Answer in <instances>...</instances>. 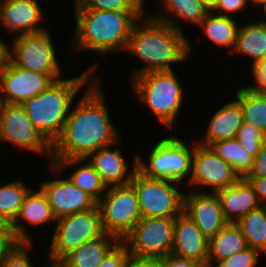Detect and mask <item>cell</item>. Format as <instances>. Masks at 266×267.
<instances>
[{
  "label": "cell",
  "mask_w": 266,
  "mask_h": 267,
  "mask_svg": "<svg viewBox=\"0 0 266 267\" xmlns=\"http://www.w3.org/2000/svg\"><path fill=\"white\" fill-rule=\"evenodd\" d=\"M100 78L75 99L61 135L52 144L51 160L86 158L122 138L119 126L110 117Z\"/></svg>",
  "instance_id": "6da1fadb"
},
{
  "label": "cell",
  "mask_w": 266,
  "mask_h": 267,
  "mask_svg": "<svg viewBox=\"0 0 266 267\" xmlns=\"http://www.w3.org/2000/svg\"><path fill=\"white\" fill-rule=\"evenodd\" d=\"M186 35L187 32L185 34L145 12L133 24L125 51L143 64L132 69L128 80L152 71H171L181 63H188L194 48Z\"/></svg>",
  "instance_id": "7a4b0ae2"
},
{
  "label": "cell",
  "mask_w": 266,
  "mask_h": 267,
  "mask_svg": "<svg viewBox=\"0 0 266 267\" xmlns=\"http://www.w3.org/2000/svg\"><path fill=\"white\" fill-rule=\"evenodd\" d=\"M73 12L75 28L70 37L72 53L94 52L101 56L124 54L133 24L145 13L96 9Z\"/></svg>",
  "instance_id": "3957f363"
},
{
  "label": "cell",
  "mask_w": 266,
  "mask_h": 267,
  "mask_svg": "<svg viewBox=\"0 0 266 267\" xmlns=\"http://www.w3.org/2000/svg\"><path fill=\"white\" fill-rule=\"evenodd\" d=\"M98 64L97 61L92 63L78 76L53 82L46 90L21 104L33 125L51 144L61 135L78 93L101 77V72L96 75Z\"/></svg>",
  "instance_id": "277c9868"
},
{
  "label": "cell",
  "mask_w": 266,
  "mask_h": 267,
  "mask_svg": "<svg viewBox=\"0 0 266 267\" xmlns=\"http://www.w3.org/2000/svg\"><path fill=\"white\" fill-rule=\"evenodd\" d=\"M180 80L175 70H171L144 73L128 81L138 103L149 109L166 132L178 128L174 126H177L178 115L186 104L184 97L187 95Z\"/></svg>",
  "instance_id": "5b68a950"
},
{
  "label": "cell",
  "mask_w": 266,
  "mask_h": 267,
  "mask_svg": "<svg viewBox=\"0 0 266 267\" xmlns=\"http://www.w3.org/2000/svg\"><path fill=\"white\" fill-rule=\"evenodd\" d=\"M169 133L152 143L150 152H146L147 158L143 157V152H137V170L145 177L173 180L184 185L191 177L193 140L186 141L174 135L175 132Z\"/></svg>",
  "instance_id": "8992f818"
},
{
  "label": "cell",
  "mask_w": 266,
  "mask_h": 267,
  "mask_svg": "<svg viewBox=\"0 0 266 267\" xmlns=\"http://www.w3.org/2000/svg\"><path fill=\"white\" fill-rule=\"evenodd\" d=\"M51 238H48V258L62 261L68 254L85 242L101 237L104 232L101 226V213L98 205L95 208L76 212L56 220Z\"/></svg>",
  "instance_id": "52a82bcc"
},
{
  "label": "cell",
  "mask_w": 266,
  "mask_h": 267,
  "mask_svg": "<svg viewBox=\"0 0 266 267\" xmlns=\"http://www.w3.org/2000/svg\"><path fill=\"white\" fill-rule=\"evenodd\" d=\"M51 33L47 28L12 38L10 61L19 68L50 75L55 81L64 78Z\"/></svg>",
  "instance_id": "ba28073f"
},
{
  "label": "cell",
  "mask_w": 266,
  "mask_h": 267,
  "mask_svg": "<svg viewBox=\"0 0 266 267\" xmlns=\"http://www.w3.org/2000/svg\"><path fill=\"white\" fill-rule=\"evenodd\" d=\"M130 183L137 192L141 217L176 218L183 212L185 185L173 180L145 177L138 170Z\"/></svg>",
  "instance_id": "9c48e42d"
},
{
  "label": "cell",
  "mask_w": 266,
  "mask_h": 267,
  "mask_svg": "<svg viewBox=\"0 0 266 267\" xmlns=\"http://www.w3.org/2000/svg\"><path fill=\"white\" fill-rule=\"evenodd\" d=\"M97 205L101 213L103 232L120 241H123L142 218L137 192L131 183L108 186Z\"/></svg>",
  "instance_id": "30bf717a"
},
{
  "label": "cell",
  "mask_w": 266,
  "mask_h": 267,
  "mask_svg": "<svg viewBox=\"0 0 266 267\" xmlns=\"http://www.w3.org/2000/svg\"><path fill=\"white\" fill-rule=\"evenodd\" d=\"M0 141L12 144L15 149L28 150L51 164L52 144L38 131L21 104L0 103Z\"/></svg>",
  "instance_id": "8fae6325"
},
{
  "label": "cell",
  "mask_w": 266,
  "mask_h": 267,
  "mask_svg": "<svg viewBox=\"0 0 266 267\" xmlns=\"http://www.w3.org/2000/svg\"><path fill=\"white\" fill-rule=\"evenodd\" d=\"M175 218L142 217L123 239L130 254L163 258L171 254Z\"/></svg>",
  "instance_id": "7c38bea8"
},
{
  "label": "cell",
  "mask_w": 266,
  "mask_h": 267,
  "mask_svg": "<svg viewBox=\"0 0 266 267\" xmlns=\"http://www.w3.org/2000/svg\"><path fill=\"white\" fill-rule=\"evenodd\" d=\"M239 178L232 166L218 157L210 146L193 141L191 177L185 189L217 193Z\"/></svg>",
  "instance_id": "4fadbf2b"
},
{
  "label": "cell",
  "mask_w": 266,
  "mask_h": 267,
  "mask_svg": "<svg viewBox=\"0 0 266 267\" xmlns=\"http://www.w3.org/2000/svg\"><path fill=\"white\" fill-rule=\"evenodd\" d=\"M47 168L50 175L54 174L55 177L38 183L56 220L97 206L98 202L91 195L74 185L67 177H63L55 165L48 164Z\"/></svg>",
  "instance_id": "5bb4252c"
},
{
  "label": "cell",
  "mask_w": 266,
  "mask_h": 267,
  "mask_svg": "<svg viewBox=\"0 0 266 267\" xmlns=\"http://www.w3.org/2000/svg\"><path fill=\"white\" fill-rule=\"evenodd\" d=\"M53 82L55 80L50 75L19 68L10 61L0 73V103L23 104Z\"/></svg>",
  "instance_id": "9a60e30c"
},
{
  "label": "cell",
  "mask_w": 266,
  "mask_h": 267,
  "mask_svg": "<svg viewBox=\"0 0 266 267\" xmlns=\"http://www.w3.org/2000/svg\"><path fill=\"white\" fill-rule=\"evenodd\" d=\"M40 5V0H2L0 30L5 29L7 34L11 32L12 38L46 30L48 27L44 23L47 13Z\"/></svg>",
  "instance_id": "2e32d148"
},
{
  "label": "cell",
  "mask_w": 266,
  "mask_h": 267,
  "mask_svg": "<svg viewBox=\"0 0 266 267\" xmlns=\"http://www.w3.org/2000/svg\"><path fill=\"white\" fill-rule=\"evenodd\" d=\"M183 213L209 240L229 223L223 215L217 193L185 189Z\"/></svg>",
  "instance_id": "e0dca14e"
},
{
  "label": "cell",
  "mask_w": 266,
  "mask_h": 267,
  "mask_svg": "<svg viewBox=\"0 0 266 267\" xmlns=\"http://www.w3.org/2000/svg\"><path fill=\"white\" fill-rule=\"evenodd\" d=\"M120 138L115 143L102 147L91 152L86 159L101 176L106 186L124 185L130 183L134 173L137 171V151L133 155V160L128 163L122 153Z\"/></svg>",
  "instance_id": "ac0fdd59"
},
{
  "label": "cell",
  "mask_w": 266,
  "mask_h": 267,
  "mask_svg": "<svg viewBox=\"0 0 266 267\" xmlns=\"http://www.w3.org/2000/svg\"><path fill=\"white\" fill-rule=\"evenodd\" d=\"M51 223H56V219L47 197L38 186L37 189L31 188L26 194L18 216L11 224V231L18 242L33 243L35 241L29 228L42 227L44 224L49 226Z\"/></svg>",
  "instance_id": "d6986e66"
},
{
  "label": "cell",
  "mask_w": 266,
  "mask_h": 267,
  "mask_svg": "<svg viewBox=\"0 0 266 267\" xmlns=\"http://www.w3.org/2000/svg\"><path fill=\"white\" fill-rule=\"evenodd\" d=\"M171 254L194 260L203 267H208L209 239L183 212L175 218Z\"/></svg>",
  "instance_id": "ffe728a7"
},
{
  "label": "cell",
  "mask_w": 266,
  "mask_h": 267,
  "mask_svg": "<svg viewBox=\"0 0 266 267\" xmlns=\"http://www.w3.org/2000/svg\"><path fill=\"white\" fill-rule=\"evenodd\" d=\"M233 99L215 110L207 123L205 133H201V138H196L195 135L192 139L201 145L209 146L213 142L236 138L244 120L241 104Z\"/></svg>",
  "instance_id": "44dd1931"
},
{
  "label": "cell",
  "mask_w": 266,
  "mask_h": 267,
  "mask_svg": "<svg viewBox=\"0 0 266 267\" xmlns=\"http://www.w3.org/2000/svg\"><path fill=\"white\" fill-rule=\"evenodd\" d=\"M223 215L229 223H235L242 216L261 206L253 186L245 178H239L230 187L217 192Z\"/></svg>",
  "instance_id": "7402d4cb"
},
{
  "label": "cell",
  "mask_w": 266,
  "mask_h": 267,
  "mask_svg": "<svg viewBox=\"0 0 266 267\" xmlns=\"http://www.w3.org/2000/svg\"><path fill=\"white\" fill-rule=\"evenodd\" d=\"M159 12L150 14L155 19L167 23L175 29L184 31V23L195 28L209 12L201 0H158ZM181 22V23H180ZM183 22V23H182Z\"/></svg>",
  "instance_id": "603a6c76"
},
{
  "label": "cell",
  "mask_w": 266,
  "mask_h": 267,
  "mask_svg": "<svg viewBox=\"0 0 266 267\" xmlns=\"http://www.w3.org/2000/svg\"><path fill=\"white\" fill-rule=\"evenodd\" d=\"M240 18L241 24L237 32L236 45L231 55H242L251 59L252 69L266 57V23L261 19L248 20Z\"/></svg>",
  "instance_id": "cb8c5ba5"
},
{
  "label": "cell",
  "mask_w": 266,
  "mask_h": 267,
  "mask_svg": "<svg viewBox=\"0 0 266 267\" xmlns=\"http://www.w3.org/2000/svg\"><path fill=\"white\" fill-rule=\"evenodd\" d=\"M51 164L55 165L63 174H65L66 169H72L75 166L76 169L73 168L74 170L68 174L67 178L81 190L91 195L97 202L105 194L106 184L86 158L51 160Z\"/></svg>",
  "instance_id": "d4e9b609"
},
{
  "label": "cell",
  "mask_w": 266,
  "mask_h": 267,
  "mask_svg": "<svg viewBox=\"0 0 266 267\" xmlns=\"http://www.w3.org/2000/svg\"><path fill=\"white\" fill-rule=\"evenodd\" d=\"M234 17L224 16L209 11L205 18L199 23L197 29L202 30V34L209 42L220 49L225 48L231 54L236 45L237 32L241 22ZM239 24V25H238Z\"/></svg>",
  "instance_id": "484cf974"
},
{
  "label": "cell",
  "mask_w": 266,
  "mask_h": 267,
  "mask_svg": "<svg viewBox=\"0 0 266 267\" xmlns=\"http://www.w3.org/2000/svg\"><path fill=\"white\" fill-rule=\"evenodd\" d=\"M119 242L120 240L115 236L104 233L101 237L80 245L62 262L66 267H98Z\"/></svg>",
  "instance_id": "4316f807"
},
{
  "label": "cell",
  "mask_w": 266,
  "mask_h": 267,
  "mask_svg": "<svg viewBox=\"0 0 266 267\" xmlns=\"http://www.w3.org/2000/svg\"><path fill=\"white\" fill-rule=\"evenodd\" d=\"M248 248L246 238L236 223H228L209 240L208 267Z\"/></svg>",
  "instance_id": "83f0119b"
},
{
  "label": "cell",
  "mask_w": 266,
  "mask_h": 267,
  "mask_svg": "<svg viewBox=\"0 0 266 267\" xmlns=\"http://www.w3.org/2000/svg\"><path fill=\"white\" fill-rule=\"evenodd\" d=\"M233 96L242 107L244 122L250 123L266 135V93L254 91L248 85L239 86Z\"/></svg>",
  "instance_id": "f1b7e54d"
},
{
  "label": "cell",
  "mask_w": 266,
  "mask_h": 267,
  "mask_svg": "<svg viewBox=\"0 0 266 267\" xmlns=\"http://www.w3.org/2000/svg\"><path fill=\"white\" fill-rule=\"evenodd\" d=\"M209 146L240 178H245L251 171L255 157L236 138L213 142Z\"/></svg>",
  "instance_id": "f546056e"
},
{
  "label": "cell",
  "mask_w": 266,
  "mask_h": 267,
  "mask_svg": "<svg viewBox=\"0 0 266 267\" xmlns=\"http://www.w3.org/2000/svg\"><path fill=\"white\" fill-rule=\"evenodd\" d=\"M235 223L244 234L248 247L258 249L266 256V206L250 211Z\"/></svg>",
  "instance_id": "4dcf8cb0"
},
{
  "label": "cell",
  "mask_w": 266,
  "mask_h": 267,
  "mask_svg": "<svg viewBox=\"0 0 266 267\" xmlns=\"http://www.w3.org/2000/svg\"><path fill=\"white\" fill-rule=\"evenodd\" d=\"M20 179L0 184V216L10 224L17 218L24 198L31 189V185H26Z\"/></svg>",
  "instance_id": "1f68e13d"
},
{
  "label": "cell",
  "mask_w": 266,
  "mask_h": 267,
  "mask_svg": "<svg viewBox=\"0 0 266 267\" xmlns=\"http://www.w3.org/2000/svg\"><path fill=\"white\" fill-rule=\"evenodd\" d=\"M74 10H109L119 12H147L145 0H73Z\"/></svg>",
  "instance_id": "d6a6232c"
},
{
  "label": "cell",
  "mask_w": 266,
  "mask_h": 267,
  "mask_svg": "<svg viewBox=\"0 0 266 267\" xmlns=\"http://www.w3.org/2000/svg\"><path fill=\"white\" fill-rule=\"evenodd\" d=\"M236 139L241 143L242 147L256 157L266 140V135L252 124L243 121Z\"/></svg>",
  "instance_id": "836d02e7"
},
{
  "label": "cell",
  "mask_w": 266,
  "mask_h": 267,
  "mask_svg": "<svg viewBox=\"0 0 266 267\" xmlns=\"http://www.w3.org/2000/svg\"><path fill=\"white\" fill-rule=\"evenodd\" d=\"M35 243L18 242L5 256L0 267H36L35 260L32 261L31 249ZM34 262V264H33Z\"/></svg>",
  "instance_id": "e575fe53"
},
{
  "label": "cell",
  "mask_w": 266,
  "mask_h": 267,
  "mask_svg": "<svg viewBox=\"0 0 266 267\" xmlns=\"http://www.w3.org/2000/svg\"><path fill=\"white\" fill-rule=\"evenodd\" d=\"M261 254L258 249L248 247L244 251L221 260L215 267H259Z\"/></svg>",
  "instance_id": "d590c367"
},
{
  "label": "cell",
  "mask_w": 266,
  "mask_h": 267,
  "mask_svg": "<svg viewBox=\"0 0 266 267\" xmlns=\"http://www.w3.org/2000/svg\"><path fill=\"white\" fill-rule=\"evenodd\" d=\"M130 253L127 246L120 241L103 259L98 267H125Z\"/></svg>",
  "instance_id": "8d00e7d4"
},
{
  "label": "cell",
  "mask_w": 266,
  "mask_h": 267,
  "mask_svg": "<svg viewBox=\"0 0 266 267\" xmlns=\"http://www.w3.org/2000/svg\"><path fill=\"white\" fill-rule=\"evenodd\" d=\"M248 7L250 6L247 0H219L217 6L212 10V12L235 18L238 13L241 15L240 12L244 14V11Z\"/></svg>",
  "instance_id": "74e56055"
},
{
  "label": "cell",
  "mask_w": 266,
  "mask_h": 267,
  "mask_svg": "<svg viewBox=\"0 0 266 267\" xmlns=\"http://www.w3.org/2000/svg\"><path fill=\"white\" fill-rule=\"evenodd\" d=\"M250 73L253 77V84H248L250 88L259 93H266V57L256 64Z\"/></svg>",
  "instance_id": "f35d334b"
},
{
  "label": "cell",
  "mask_w": 266,
  "mask_h": 267,
  "mask_svg": "<svg viewBox=\"0 0 266 267\" xmlns=\"http://www.w3.org/2000/svg\"><path fill=\"white\" fill-rule=\"evenodd\" d=\"M246 177H266V140L256 155L252 169Z\"/></svg>",
  "instance_id": "ab89813d"
},
{
  "label": "cell",
  "mask_w": 266,
  "mask_h": 267,
  "mask_svg": "<svg viewBox=\"0 0 266 267\" xmlns=\"http://www.w3.org/2000/svg\"><path fill=\"white\" fill-rule=\"evenodd\" d=\"M125 267H163L162 258L138 257L130 254Z\"/></svg>",
  "instance_id": "60d3db41"
},
{
  "label": "cell",
  "mask_w": 266,
  "mask_h": 267,
  "mask_svg": "<svg viewBox=\"0 0 266 267\" xmlns=\"http://www.w3.org/2000/svg\"><path fill=\"white\" fill-rule=\"evenodd\" d=\"M163 267H203L201 264L194 260L181 258L173 254H169L162 258Z\"/></svg>",
  "instance_id": "b9f144b4"
},
{
  "label": "cell",
  "mask_w": 266,
  "mask_h": 267,
  "mask_svg": "<svg viewBox=\"0 0 266 267\" xmlns=\"http://www.w3.org/2000/svg\"><path fill=\"white\" fill-rule=\"evenodd\" d=\"M253 186L261 205L266 206V177H245Z\"/></svg>",
  "instance_id": "7bdbcfd3"
},
{
  "label": "cell",
  "mask_w": 266,
  "mask_h": 267,
  "mask_svg": "<svg viewBox=\"0 0 266 267\" xmlns=\"http://www.w3.org/2000/svg\"><path fill=\"white\" fill-rule=\"evenodd\" d=\"M18 243L14 236H0V266L5 259V256Z\"/></svg>",
  "instance_id": "ee69618b"
},
{
  "label": "cell",
  "mask_w": 266,
  "mask_h": 267,
  "mask_svg": "<svg viewBox=\"0 0 266 267\" xmlns=\"http://www.w3.org/2000/svg\"><path fill=\"white\" fill-rule=\"evenodd\" d=\"M1 38L2 37H0V73L8 66L11 57V44Z\"/></svg>",
  "instance_id": "f6af8a7d"
},
{
  "label": "cell",
  "mask_w": 266,
  "mask_h": 267,
  "mask_svg": "<svg viewBox=\"0 0 266 267\" xmlns=\"http://www.w3.org/2000/svg\"><path fill=\"white\" fill-rule=\"evenodd\" d=\"M0 236H14L11 231V224L0 216Z\"/></svg>",
  "instance_id": "bcb514c9"
},
{
  "label": "cell",
  "mask_w": 266,
  "mask_h": 267,
  "mask_svg": "<svg viewBox=\"0 0 266 267\" xmlns=\"http://www.w3.org/2000/svg\"><path fill=\"white\" fill-rule=\"evenodd\" d=\"M248 4L250 5L251 11H252V6L256 11L257 7L258 8H263L266 5V0H247ZM257 6V7H256Z\"/></svg>",
  "instance_id": "7dc6e473"
},
{
  "label": "cell",
  "mask_w": 266,
  "mask_h": 267,
  "mask_svg": "<svg viewBox=\"0 0 266 267\" xmlns=\"http://www.w3.org/2000/svg\"><path fill=\"white\" fill-rule=\"evenodd\" d=\"M208 11H212L218 4L219 0H201Z\"/></svg>",
  "instance_id": "c3c4849f"
},
{
  "label": "cell",
  "mask_w": 266,
  "mask_h": 267,
  "mask_svg": "<svg viewBox=\"0 0 266 267\" xmlns=\"http://www.w3.org/2000/svg\"><path fill=\"white\" fill-rule=\"evenodd\" d=\"M48 260L47 265H43L44 267H66V265L62 261H56V260H51V259H46Z\"/></svg>",
  "instance_id": "681fc988"
},
{
  "label": "cell",
  "mask_w": 266,
  "mask_h": 267,
  "mask_svg": "<svg viewBox=\"0 0 266 267\" xmlns=\"http://www.w3.org/2000/svg\"><path fill=\"white\" fill-rule=\"evenodd\" d=\"M262 10V14H265L264 15V19L263 18H258V19H261L263 22H265L266 23V5L261 9Z\"/></svg>",
  "instance_id": "f907efd6"
}]
</instances>
